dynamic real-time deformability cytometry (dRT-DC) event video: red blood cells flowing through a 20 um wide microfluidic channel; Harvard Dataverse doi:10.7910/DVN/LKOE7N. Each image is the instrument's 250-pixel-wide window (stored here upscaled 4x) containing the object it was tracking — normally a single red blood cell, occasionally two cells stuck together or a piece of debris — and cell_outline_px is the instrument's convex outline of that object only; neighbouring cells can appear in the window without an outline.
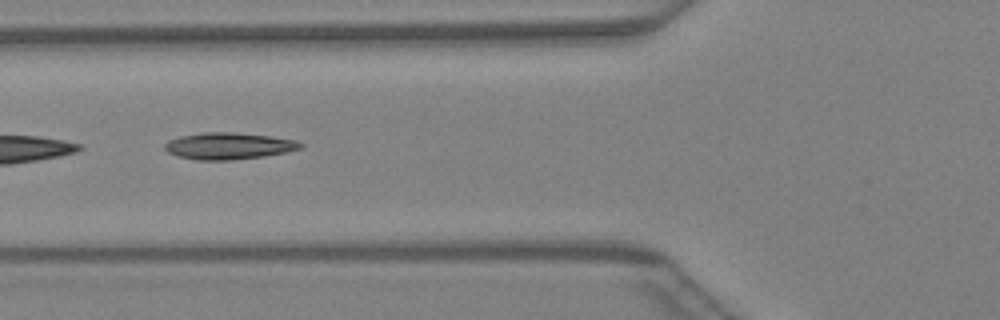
{"species": "Egyptian fruit bat (a non-hibernating species)", "species_latin": "Rousettus aegyptiacus", "temperature_condition": "warm", "stored_images_in_passage": 10, "camera_frame_rate_fps": 3000, "um_per_image_px": 0.085, "animal": {"sex": "female"}, "frame": {"image": 1, "passage_image": 5, "time_ms": 1.333, "image_size_px": [1000, 320], "cell_outline_px": [[304, 148], [264, 156], [228, 160], [196, 160], [176, 156], [168, 152], [164, 148], [164, 144], [168, 140], [180, 136], [204, 132], [232, 132], [268, 136], [296, 140], [304, 144]], "centroid_in_image_um": [19.41, 12.4], "position_along_channel_um": 106.4, "area_um2": 21.1}}